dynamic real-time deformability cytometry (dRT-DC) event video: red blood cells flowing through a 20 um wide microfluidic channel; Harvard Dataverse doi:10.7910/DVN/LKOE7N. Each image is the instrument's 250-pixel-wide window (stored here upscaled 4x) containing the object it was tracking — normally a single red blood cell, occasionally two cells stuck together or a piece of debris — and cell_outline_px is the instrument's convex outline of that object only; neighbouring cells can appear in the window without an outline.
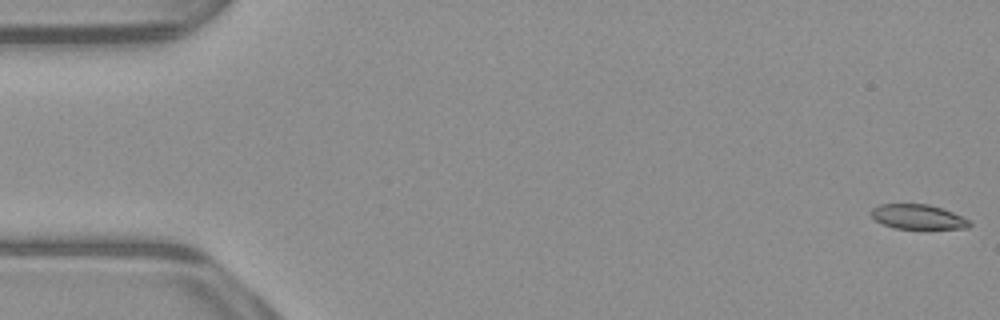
{"species": "common noctule bat (a hibernating species)", "species_latin": "Nyctalus noctula", "temperature_condition": "warm", "stored_images_in_passage": 53, "camera_frame_rate_fps": 3000, "um_per_image_px": 0.085, "animal": {"sex": "male", "body_mass_g": 23.1, "forearm_length_mm": 52.7}, "frame": {"image": 1, "passage_image": 1, "time_ms": 0.0, "image_size_px": [1000, 320], "cell_outline_px": [[972, 224], [968, 228], [892, 228], [876, 220], [872, 216], [872, 208], [880, 204], [928, 204], [952, 212], [968, 220]], "centroid_in_image_um": [78.01, 18.42], "position_along_channel_um": 7.0, "area_um2": 13.81}}
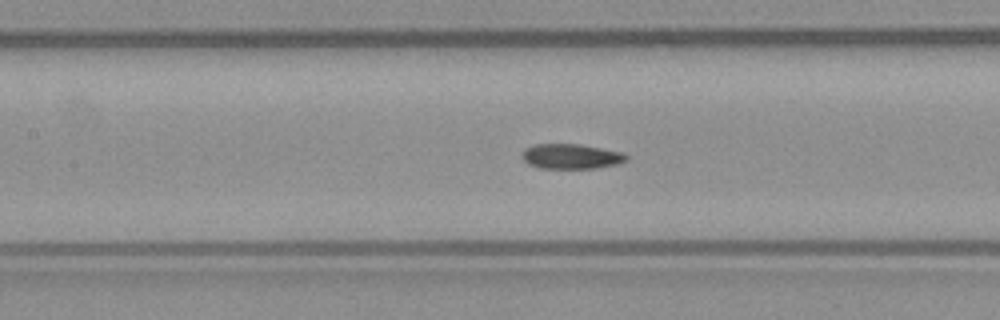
{"frame": {"image": 2, "passage_image": 24, "time_ms": 7.667, "image_size_px": [1000, 320], "cell_outline_px": [[628, 160], [616, 164], [596, 168], [540, 168], [528, 164], [520, 156], [524, 148], [536, 144], [580, 144], [624, 152], [628, 156]], "centroid_in_image_um": [48.54, 13.28], "position_along_channel_um": 158.9, "area_um2": 15.32}}
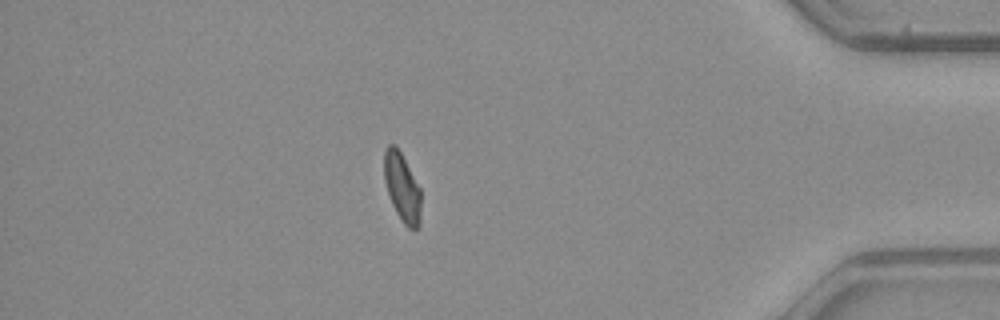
{"frame": {"image": 3, "passage_image": 46, "time_ms": 15.0, "image_size_px": [1000, 320], "cell_outline_px": [[420, 224], [416, 228], [408, 228], [404, 224], [396, 212], [392, 204], [384, 180], [384, 148], [388, 144], [396, 144], [420, 188]], "centroid_in_image_um": [34.16, 15.89], "position_along_channel_um": 401.0, "area_um2": 14.62}, "authors_computed_cell_mechanics": {"area_um2": 15.5482, "velocity_mm_per_s": 3.9172, "shape_relaxation_time_tau1_ms": null, "shape_relaxation_time_tau2_ms": 3.8864, "deformation_change_tau1": null, "deformation_change_tau2": 0.075}}